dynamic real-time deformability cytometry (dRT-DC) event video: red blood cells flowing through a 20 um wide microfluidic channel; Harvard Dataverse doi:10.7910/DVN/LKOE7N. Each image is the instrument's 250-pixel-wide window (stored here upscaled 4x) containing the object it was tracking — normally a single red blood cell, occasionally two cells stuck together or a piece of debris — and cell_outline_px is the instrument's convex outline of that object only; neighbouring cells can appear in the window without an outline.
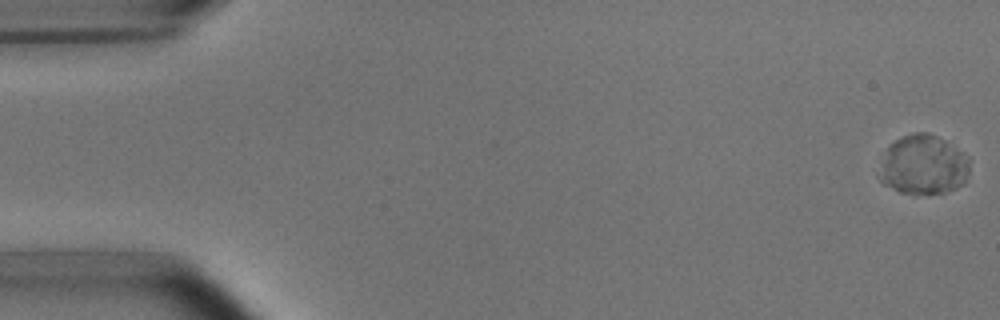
{"species": "common noctule bat (a hibernating species)", "species_latin": "Nyctalus noctula", "temperature_condition": "room temperature", "stored_images_in_passage": 15, "camera_frame_rate_fps": 3000, "um_per_image_px": 0.085, "animal": {"sex": "male", "body_mass_g": 15.6}, "frame": {"image": 1, "passage_image": 1, "time_ms": 0.0, "image_size_px": [1000, 320], "cell_outline_px": [[968, 172], [964, 184], [956, 188], [944, 192], [900, 192], [884, 184], [880, 180], [888, 148], [896, 140], [912, 132], [928, 132], [944, 140], [960, 152], [968, 160]], "centroid_in_image_um": [78.52, 14.01], "position_along_channel_um": 6.5, "area_um2": 30.0}}
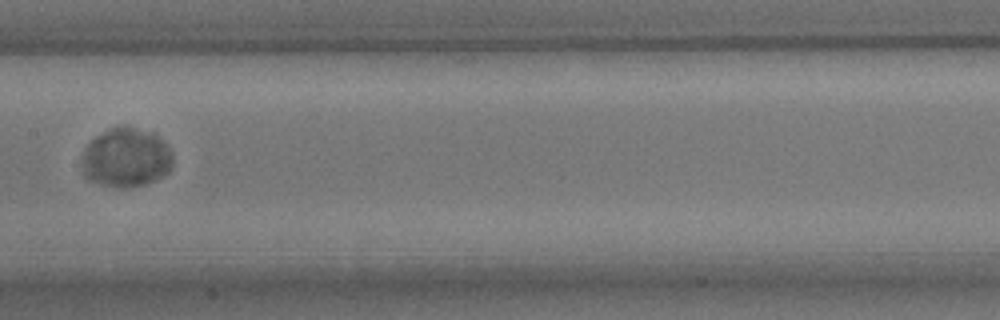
{"frame": {"image": 2, "passage_image": 8, "time_ms": 9.0, "image_size_px": [1000, 320], "cell_outline_px": [[172, 164], [168, 172], [144, 184], [100, 184], [88, 180], [84, 176], [84, 148], [96, 136], [112, 128], [132, 128], [152, 132], [168, 148], [172, 156]], "centroid_in_image_um": [10.71, 13.38], "position_along_channel_um": 196.7, "area_um2": 29.71}}
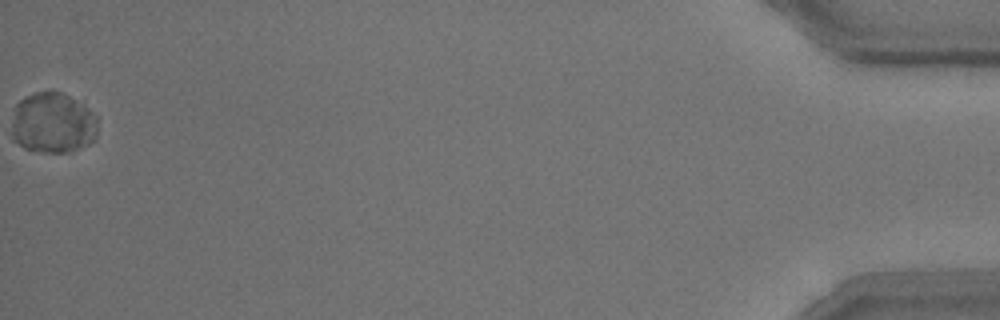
{"frame": {"image": 3, "passage_image": 15, "time_ms": 18.0, "image_size_px": [1000, 320], "cell_outline_px": [[96, 140], [72, 152], [44, 152], [24, 148], [12, 140], [12, 124], [16, 104], [20, 100], [36, 92], [60, 92], [68, 96], [92, 112], [96, 116]], "centroid_in_image_um": [4.48, 10.49], "position_along_channel_um": 430.7, "area_um2": 30.17}}